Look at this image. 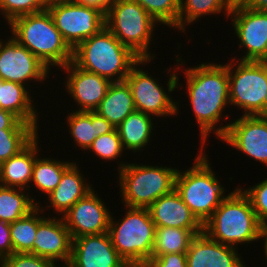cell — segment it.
I'll return each instance as SVG.
<instances>
[{"label":"cell","mask_w":267,"mask_h":267,"mask_svg":"<svg viewBox=\"0 0 267 267\" xmlns=\"http://www.w3.org/2000/svg\"><path fill=\"white\" fill-rule=\"evenodd\" d=\"M182 70L186 78V95L200 130V148H204L211 133H214L216 139H220L230 125L231 119L227 123L229 115L224 114L227 107L231 106L228 62H202ZM222 118L227 119L224 126Z\"/></svg>","instance_id":"1"},{"label":"cell","mask_w":267,"mask_h":267,"mask_svg":"<svg viewBox=\"0 0 267 267\" xmlns=\"http://www.w3.org/2000/svg\"><path fill=\"white\" fill-rule=\"evenodd\" d=\"M264 227L258 221L249 197L239 187L230 191L213 215L203 224L212 240L238 249V245L261 241Z\"/></svg>","instance_id":"2"},{"label":"cell","mask_w":267,"mask_h":267,"mask_svg":"<svg viewBox=\"0 0 267 267\" xmlns=\"http://www.w3.org/2000/svg\"><path fill=\"white\" fill-rule=\"evenodd\" d=\"M140 59L106 27L72 50V62L77 67L103 76L111 82L125 81L131 68Z\"/></svg>","instance_id":"3"},{"label":"cell","mask_w":267,"mask_h":267,"mask_svg":"<svg viewBox=\"0 0 267 267\" xmlns=\"http://www.w3.org/2000/svg\"><path fill=\"white\" fill-rule=\"evenodd\" d=\"M8 27L11 36L50 70L52 67L61 69L72 61V49L63 40L47 9L16 17Z\"/></svg>","instance_id":"4"},{"label":"cell","mask_w":267,"mask_h":267,"mask_svg":"<svg viewBox=\"0 0 267 267\" xmlns=\"http://www.w3.org/2000/svg\"><path fill=\"white\" fill-rule=\"evenodd\" d=\"M199 150L192 167L183 171L178 169L175 190L203 225L228 194H225V186L218 180L208 155L204 153L205 148Z\"/></svg>","instance_id":"5"},{"label":"cell","mask_w":267,"mask_h":267,"mask_svg":"<svg viewBox=\"0 0 267 267\" xmlns=\"http://www.w3.org/2000/svg\"><path fill=\"white\" fill-rule=\"evenodd\" d=\"M151 61L153 62V59H140L131 68L128 76L125 79L131 88L135 108L138 111L149 114L156 118L176 116L179 113V107H181L179 105L180 101H175L171 94L173 91H176V88H181V83H179L180 78L178 77L179 74L177 71L182 69L179 66L184 65L183 62L185 59L182 60V56L177 54V59L175 62L177 63L175 66L176 68L171 66L170 69L164 70L165 73L167 70V74H169L167 77L170 76L168 81H166V89H164V85L159 82V79L157 80V78L153 77L152 74L148 73L147 70H144L145 65ZM172 69L174 70L172 71Z\"/></svg>","instance_id":"6"},{"label":"cell","mask_w":267,"mask_h":267,"mask_svg":"<svg viewBox=\"0 0 267 267\" xmlns=\"http://www.w3.org/2000/svg\"><path fill=\"white\" fill-rule=\"evenodd\" d=\"M123 209L126 212L119 221L112 217V213L108 234L119 256L129 267H144L152 256L155 224L148 208Z\"/></svg>","instance_id":"7"},{"label":"cell","mask_w":267,"mask_h":267,"mask_svg":"<svg viewBox=\"0 0 267 267\" xmlns=\"http://www.w3.org/2000/svg\"><path fill=\"white\" fill-rule=\"evenodd\" d=\"M178 168L127 163L117 173L120 197L125 207L148 208L175 189Z\"/></svg>","instance_id":"8"},{"label":"cell","mask_w":267,"mask_h":267,"mask_svg":"<svg viewBox=\"0 0 267 267\" xmlns=\"http://www.w3.org/2000/svg\"><path fill=\"white\" fill-rule=\"evenodd\" d=\"M105 27L141 59L156 57L150 46L158 23L138 2L115 0L105 15Z\"/></svg>","instance_id":"9"},{"label":"cell","mask_w":267,"mask_h":267,"mask_svg":"<svg viewBox=\"0 0 267 267\" xmlns=\"http://www.w3.org/2000/svg\"><path fill=\"white\" fill-rule=\"evenodd\" d=\"M237 65V66H236ZM230 105L241 116H267V74L259 61H228Z\"/></svg>","instance_id":"10"},{"label":"cell","mask_w":267,"mask_h":267,"mask_svg":"<svg viewBox=\"0 0 267 267\" xmlns=\"http://www.w3.org/2000/svg\"><path fill=\"white\" fill-rule=\"evenodd\" d=\"M46 9L72 50L105 27V15L101 11L76 4L72 0L48 3Z\"/></svg>","instance_id":"11"},{"label":"cell","mask_w":267,"mask_h":267,"mask_svg":"<svg viewBox=\"0 0 267 267\" xmlns=\"http://www.w3.org/2000/svg\"><path fill=\"white\" fill-rule=\"evenodd\" d=\"M8 36L6 40L0 39V78L28 88L30 86V89L32 85L29 84L33 81L42 85L49 79L51 70L26 47Z\"/></svg>","instance_id":"12"},{"label":"cell","mask_w":267,"mask_h":267,"mask_svg":"<svg viewBox=\"0 0 267 267\" xmlns=\"http://www.w3.org/2000/svg\"><path fill=\"white\" fill-rule=\"evenodd\" d=\"M231 16L233 34L239 40L242 57H234L241 61H259L267 56V12L247 8L243 5H233ZM236 33V34H235ZM242 47V48H241ZM244 48V50H243Z\"/></svg>","instance_id":"13"},{"label":"cell","mask_w":267,"mask_h":267,"mask_svg":"<svg viewBox=\"0 0 267 267\" xmlns=\"http://www.w3.org/2000/svg\"><path fill=\"white\" fill-rule=\"evenodd\" d=\"M218 140L267 167V116H238Z\"/></svg>","instance_id":"14"},{"label":"cell","mask_w":267,"mask_h":267,"mask_svg":"<svg viewBox=\"0 0 267 267\" xmlns=\"http://www.w3.org/2000/svg\"><path fill=\"white\" fill-rule=\"evenodd\" d=\"M97 194L93 189L62 217L72 239L108 232L112 212Z\"/></svg>","instance_id":"15"},{"label":"cell","mask_w":267,"mask_h":267,"mask_svg":"<svg viewBox=\"0 0 267 267\" xmlns=\"http://www.w3.org/2000/svg\"><path fill=\"white\" fill-rule=\"evenodd\" d=\"M62 69V70H61ZM59 71L67 73L64 79L66 94L77 104L78 110L94 111L105 97L109 79L77 67L72 61Z\"/></svg>","instance_id":"16"},{"label":"cell","mask_w":267,"mask_h":267,"mask_svg":"<svg viewBox=\"0 0 267 267\" xmlns=\"http://www.w3.org/2000/svg\"><path fill=\"white\" fill-rule=\"evenodd\" d=\"M69 264L72 267H129L119 256L108 232L74 238Z\"/></svg>","instance_id":"17"},{"label":"cell","mask_w":267,"mask_h":267,"mask_svg":"<svg viewBox=\"0 0 267 267\" xmlns=\"http://www.w3.org/2000/svg\"><path fill=\"white\" fill-rule=\"evenodd\" d=\"M47 216L38 224L33 254L49 259L55 264H68L73 240L70 231L62 217Z\"/></svg>","instance_id":"18"},{"label":"cell","mask_w":267,"mask_h":267,"mask_svg":"<svg viewBox=\"0 0 267 267\" xmlns=\"http://www.w3.org/2000/svg\"><path fill=\"white\" fill-rule=\"evenodd\" d=\"M238 251L202 232L192 239L186 252L187 267H246Z\"/></svg>","instance_id":"19"},{"label":"cell","mask_w":267,"mask_h":267,"mask_svg":"<svg viewBox=\"0 0 267 267\" xmlns=\"http://www.w3.org/2000/svg\"><path fill=\"white\" fill-rule=\"evenodd\" d=\"M80 169L79 163L74 161L64 171L58 186L47 196L46 203L49 204L44 206L40 203L38 207L43 211L53 208V213L63 217L72 206L91 192L94 189L93 184L88 183Z\"/></svg>","instance_id":"20"},{"label":"cell","mask_w":267,"mask_h":267,"mask_svg":"<svg viewBox=\"0 0 267 267\" xmlns=\"http://www.w3.org/2000/svg\"><path fill=\"white\" fill-rule=\"evenodd\" d=\"M148 211L155 227L203 229V225L192 214L175 189L153 202L148 207Z\"/></svg>","instance_id":"21"},{"label":"cell","mask_w":267,"mask_h":267,"mask_svg":"<svg viewBox=\"0 0 267 267\" xmlns=\"http://www.w3.org/2000/svg\"><path fill=\"white\" fill-rule=\"evenodd\" d=\"M39 138L37 135L17 155L0 164L1 186L24 189L29 192L33 166L37 156L40 155Z\"/></svg>","instance_id":"22"},{"label":"cell","mask_w":267,"mask_h":267,"mask_svg":"<svg viewBox=\"0 0 267 267\" xmlns=\"http://www.w3.org/2000/svg\"><path fill=\"white\" fill-rule=\"evenodd\" d=\"M25 85L4 81L0 78V108L17 116L21 121L31 124L39 131V112L31 97V90Z\"/></svg>","instance_id":"23"},{"label":"cell","mask_w":267,"mask_h":267,"mask_svg":"<svg viewBox=\"0 0 267 267\" xmlns=\"http://www.w3.org/2000/svg\"><path fill=\"white\" fill-rule=\"evenodd\" d=\"M65 118L72 140L77 147L86 151L96 137L109 133L116 128L95 111H70Z\"/></svg>","instance_id":"24"},{"label":"cell","mask_w":267,"mask_h":267,"mask_svg":"<svg viewBox=\"0 0 267 267\" xmlns=\"http://www.w3.org/2000/svg\"><path fill=\"white\" fill-rule=\"evenodd\" d=\"M154 119L156 118L149 114L135 110L116 127L127 153L131 151L141 155L147 145H150L155 131Z\"/></svg>","instance_id":"25"},{"label":"cell","mask_w":267,"mask_h":267,"mask_svg":"<svg viewBox=\"0 0 267 267\" xmlns=\"http://www.w3.org/2000/svg\"><path fill=\"white\" fill-rule=\"evenodd\" d=\"M135 110L131 88L122 81L109 85L105 97L94 111L117 127Z\"/></svg>","instance_id":"26"},{"label":"cell","mask_w":267,"mask_h":267,"mask_svg":"<svg viewBox=\"0 0 267 267\" xmlns=\"http://www.w3.org/2000/svg\"><path fill=\"white\" fill-rule=\"evenodd\" d=\"M233 5L229 0H180V13L178 16V25L174 28L181 33L186 32L188 25L194 24L205 15H223L228 19Z\"/></svg>","instance_id":"27"},{"label":"cell","mask_w":267,"mask_h":267,"mask_svg":"<svg viewBox=\"0 0 267 267\" xmlns=\"http://www.w3.org/2000/svg\"><path fill=\"white\" fill-rule=\"evenodd\" d=\"M28 190L0 185V220L12 223L27 216L39 204Z\"/></svg>","instance_id":"28"},{"label":"cell","mask_w":267,"mask_h":267,"mask_svg":"<svg viewBox=\"0 0 267 267\" xmlns=\"http://www.w3.org/2000/svg\"><path fill=\"white\" fill-rule=\"evenodd\" d=\"M40 157V158H39ZM74 162V160H58L53 157L37 156L32 172L31 186L45 194L46 197L54 191L60 183L64 171Z\"/></svg>","instance_id":"29"},{"label":"cell","mask_w":267,"mask_h":267,"mask_svg":"<svg viewBox=\"0 0 267 267\" xmlns=\"http://www.w3.org/2000/svg\"><path fill=\"white\" fill-rule=\"evenodd\" d=\"M203 229L156 227L151 257L169 253H186L192 239Z\"/></svg>","instance_id":"30"},{"label":"cell","mask_w":267,"mask_h":267,"mask_svg":"<svg viewBox=\"0 0 267 267\" xmlns=\"http://www.w3.org/2000/svg\"><path fill=\"white\" fill-rule=\"evenodd\" d=\"M43 212L37 206L27 216L10 223L13 253H33L38 224L46 217Z\"/></svg>","instance_id":"31"},{"label":"cell","mask_w":267,"mask_h":267,"mask_svg":"<svg viewBox=\"0 0 267 267\" xmlns=\"http://www.w3.org/2000/svg\"><path fill=\"white\" fill-rule=\"evenodd\" d=\"M37 135L36 129H0V164L17 155Z\"/></svg>","instance_id":"32"},{"label":"cell","mask_w":267,"mask_h":267,"mask_svg":"<svg viewBox=\"0 0 267 267\" xmlns=\"http://www.w3.org/2000/svg\"><path fill=\"white\" fill-rule=\"evenodd\" d=\"M87 151L88 153L89 151L93 152L95 156H99V159H103L106 162L107 160L111 162L118 160V166L115 168L118 169L117 171L121 170L128 163L123 160L119 161L120 157L124 156L122 154L125 150L116 128L109 133L96 137Z\"/></svg>","instance_id":"33"},{"label":"cell","mask_w":267,"mask_h":267,"mask_svg":"<svg viewBox=\"0 0 267 267\" xmlns=\"http://www.w3.org/2000/svg\"><path fill=\"white\" fill-rule=\"evenodd\" d=\"M162 26L174 29L178 25L180 0H134Z\"/></svg>","instance_id":"34"},{"label":"cell","mask_w":267,"mask_h":267,"mask_svg":"<svg viewBox=\"0 0 267 267\" xmlns=\"http://www.w3.org/2000/svg\"><path fill=\"white\" fill-rule=\"evenodd\" d=\"M44 0H0V14L9 24L14 18L46 9Z\"/></svg>","instance_id":"35"},{"label":"cell","mask_w":267,"mask_h":267,"mask_svg":"<svg viewBox=\"0 0 267 267\" xmlns=\"http://www.w3.org/2000/svg\"><path fill=\"white\" fill-rule=\"evenodd\" d=\"M242 191L249 197L253 210L256 213L258 221L261 225L267 227V178L251 185L248 188L240 187ZM246 189V190H245Z\"/></svg>","instance_id":"36"},{"label":"cell","mask_w":267,"mask_h":267,"mask_svg":"<svg viewBox=\"0 0 267 267\" xmlns=\"http://www.w3.org/2000/svg\"><path fill=\"white\" fill-rule=\"evenodd\" d=\"M0 267H56V264L33 253H13L7 257Z\"/></svg>","instance_id":"37"},{"label":"cell","mask_w":267,"mask_h":267,"mask_svg":"<svg viewBox=\"0 0 267 267\" xmlns=\"http://www.w3.org/2000/svg\"><path fill=\"white\" fill-rule=\"evenodd\" d=\"M144 267H187L186 253H169L151 257Z\"/></svg>","instance_id":"38"},{"label":"cell","mask_w":267,"mask_h":267,"mask_svg":"<svg viewBox=\"0 0 267 267\" xmlns=\"http://www.w3.org/2000/svg\"><path fill=\"white\" fill-rule=\"evenodd\" d=\"M12 254L10 224L0 220V264Z\"/></svg>","instance_id":"39"},{"label":"cell","mask_w":267,"mask_h":267,"mask_svg":"<svg viewBox=\"0 0 267 267\" xmlns=\"http://www.w3.org/2000/svg\"><path fill=\"white\" fill-rule=\"evenodd\" d=\"M0 129H35L31 124L21 121L13 113L0 108Z\"/></svg>","instance_id":"40"},{"label":"cell","mask_w":267,"mask_h":267,"mask_svg":"<svg viewBox=\"0 0 267 267\" xmlns=\"http://www.w3.org/2000/svg\"><path fill=\"white\" fill-rule=\"evenodd\" d=\"M74 3L93 7L101 11L104 15L107 14L110 6L113 4L115 0H72Z\"/></svg>","instance_id":"41"},{"label":"cell","mask_w":267,"mask_h":267,"mask_svg":"<svg viewBox=\"0 0 267 267\" xmlns=\"http://www.w3.org/2000/svg\"><path fill=\"white\" fill-rule=\"evenodd\" d=\"M240 5L250 9L267 12V0H243Z\"/></svg>","instance_id":"42"},{"label":"cell","mask_w":267,"mask_h":267,"mask_svg":"<svg viewBox=\"0 0 267 267\" xmlns=\"http://www.w3.org/2000/svg\"><path fill=\"white\" fill-rule=\"evenodd\" d=\"M262 240H263V244H264V245L262 244V246H264V248H263V252H264V255H265L264 257L267 260V227L264 228V230L262 232L261 241Z\"/></svg>","instance_id":"43"},{"label":"cell","mask_w":267,"mask_h":267,"mask_svg":"<svg viewBox=\"0 0 267 267\" xmlns=\"http://www.w3.org/2000/svg\"><path fill=\"white\" fill-rule=\"evenodd\" d=\"M260 64L264 68L266 74H267V56L259 60Z\"/></svg>","instance_id":"44"},{"label":"cell","mask_w":267,"mask_h":267,"mask_svg":"<svg viewBox=\"0 0 267 267\" xmlns=\"http://www.w3.org/2000/svg\"><path fill=\"white\" fill-rule=\"evenodd\" d=\"M232 5L240 4L243 0H229Z\"/></svg>","instance_id":"45"},{"label":"cell","mask_w":267,"mask_h":267,"mask_svg":"<svg viewBox=\"0 0 267 267\" xmlns=\"http://www.w3.org/2000/svg\"><path fill=\"white\" fill-rule=\"evenodd\" d=\"M56 267H72V266L68 263V264H61V266L60 264L59 265L56 264Z\"/></svg>","instance_id":"46"},{"label":"cell","mask_w":267,"mask_h":267,"mask_svg":"<svg viewBox=\"0 0 267 267\" xmlns=\"http://www.w3.org/2000/svg\"><path fill=\"white\" fill-rule=\"evenodd\" d=\"M46 4L55 2V1H66V0H44Z\"/></svg>","instance_id":"47"}]
</instances>
